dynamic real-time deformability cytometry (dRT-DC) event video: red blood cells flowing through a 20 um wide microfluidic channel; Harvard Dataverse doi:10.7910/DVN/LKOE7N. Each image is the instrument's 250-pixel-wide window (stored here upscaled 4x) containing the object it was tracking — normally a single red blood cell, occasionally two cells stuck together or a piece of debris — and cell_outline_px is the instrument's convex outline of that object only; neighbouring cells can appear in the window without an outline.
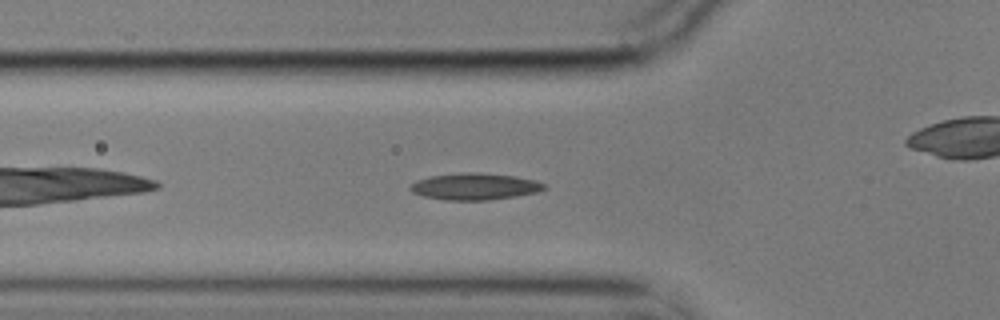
{"species": "common noctule bat (a hibernating species)", "species_latin": "Nyctalus noctula", "temperature_condition": "cold", "stored_images_in_passage": 44, "camera_frame_rate_fps": 3000, "um_per_image_px": 0.085, "animal": {"sex": "male", "body_mass_g": 17.9}, "frame": {"image": 1, "passage_image": 6, "time_ms": 1.667, "image_size_px": [1000, 320], "cell_outline_px": [[548, 188], [536, 192], [516, 196], [488, 200], [444, 200], [424, 196], [412, 192], [408, 188], [416, 180], [428, 176], [460, 172], [480, 172], [516, 176], [536, 180], [548, 184]], "centroid_in_image_um": [40.38, 15.84], "position_along_channel_um": 85.4, "area_um2": 21.15}}
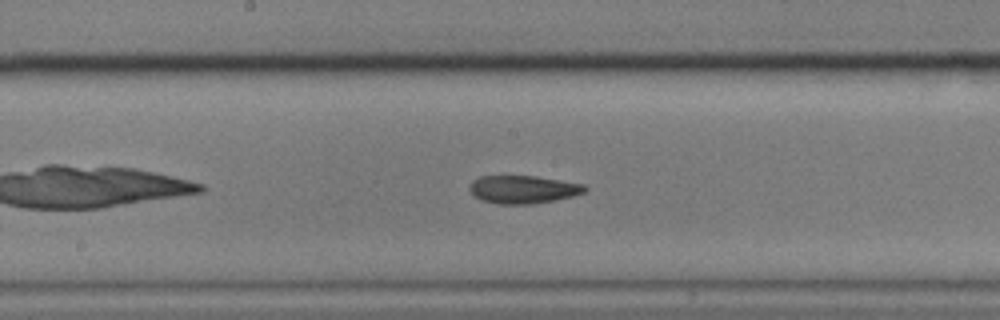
{"frame": {"image": 2, "passage_image": 16, "time_ms": 5.0, "image_size_px": [1000, 320], "cell_outline_px": [[588, 188], [584, 192], [572, 196], [556, 200], [532, 204], [500, 204], [484, 200], [476, 196], [468, 188], [468, 184], [472, 180], [480, 176], [536, 176], [584, 184]], "centroid_in_image_um": [44.47, 16.09], "position_along_channel_um": 203.7, "area_um2": 18.73}}
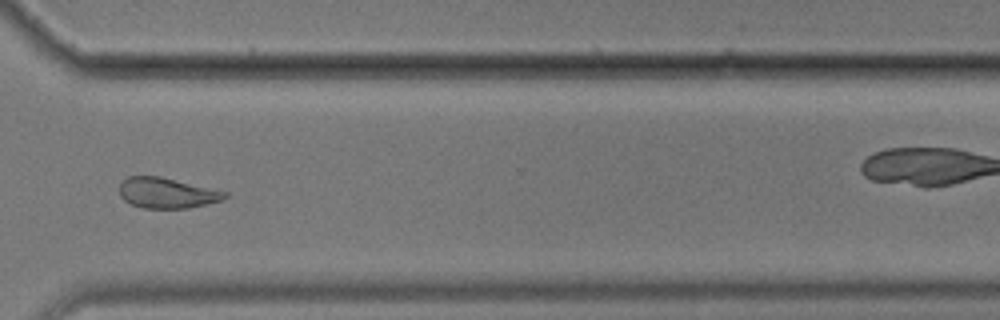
{"frame": {"image": 3, "passage_image": 29, "time_ms": 9.333, "image_size_px": [1000, 320], "cell_outline_px": [[228, 196], [220, 200], [188, 208], [144, 208], [132, 204], [124, 200], [120, 196], [120, 180], [128, 176], [160, 176], [228, 192]], "centroid_in_image_um": [14.15, 16.39], "position_along_channel_um": 356.5, "area_um2": 18.61}, "authors_computed_cell_mechanics": {"area_um2": 19.652, "velocity_mm_per_s": 3.5261, "shape_relaxation_time_tau1_ms": null, "shape_relaxation_time_tau2_ms": 6.1068, "deformation_change_tau1": null, "deformation_change_tau2": 0.1303}}